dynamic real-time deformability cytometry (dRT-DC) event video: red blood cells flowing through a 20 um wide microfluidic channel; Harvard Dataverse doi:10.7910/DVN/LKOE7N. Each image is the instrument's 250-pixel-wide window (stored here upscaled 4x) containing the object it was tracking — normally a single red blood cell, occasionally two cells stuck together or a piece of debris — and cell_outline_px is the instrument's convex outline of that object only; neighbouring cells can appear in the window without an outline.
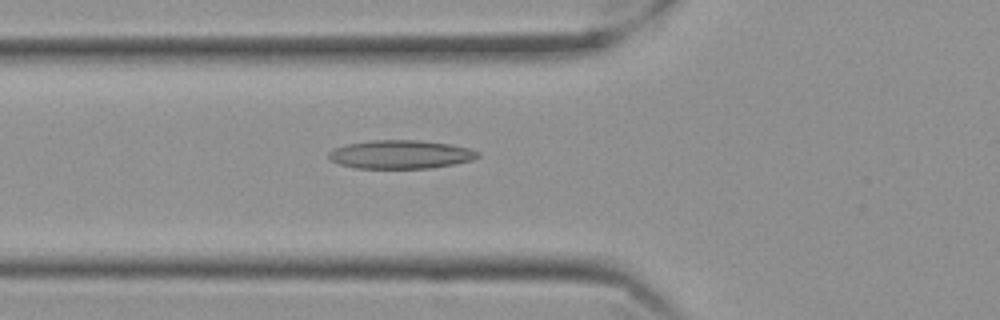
{"species": "Egyptian fruit bat (a non-hibernating species)", "species_latin": "Rousettus aegyptiacus", "temperature_condition": "cold", "stored_images_in_passage": 52, "camera_frame_rate_fps": 3000, "um_per_image_px": 0.085, "frame": {"image": 1, "passage_image": 15, "time_ms": 4.667, "image_size_px": [1000, 320], "cell_outline_px": [[480, 156], [472, 160], [456, 164], [432, 168], [356, 168], [340, 164], [328, 160], [328, 152], [332, 148], [348, 144], [372, 140], [420, 140], [452, 144], [468, 148], [480, 152]], "centroid_in_image_um": [34.06, 13.12], "position_along_channel_um": 91.7, "area_um2": 25.03}}
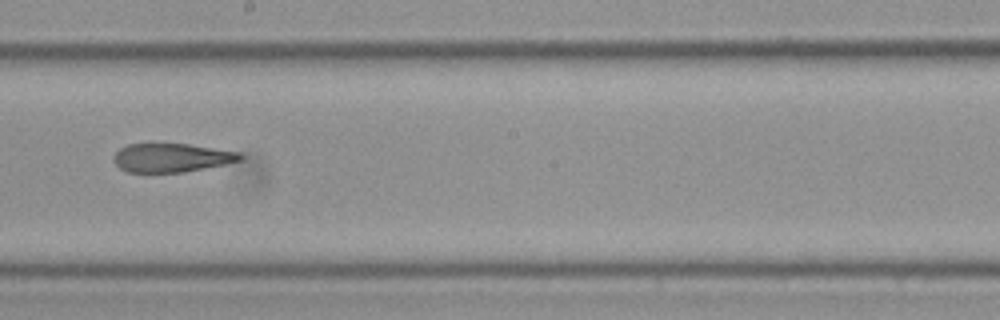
{"frame": {"image": 2, "passage_image": 27, "time_ms": 8.667, "image_size_px": [1000, 320], "cell_outline_px": [[244, 156], [240, 160], [224, 164], [184, 172], [128, 172], [120, 168], [112, 160], [116, 152], [120, 148], [128, 144], [152, 140], [188, 144], [240, 152]], "centroid_in_image_um": [14.52, 13.35], "position_along_channel_um": 233.7, "area_um2": 21.85}}
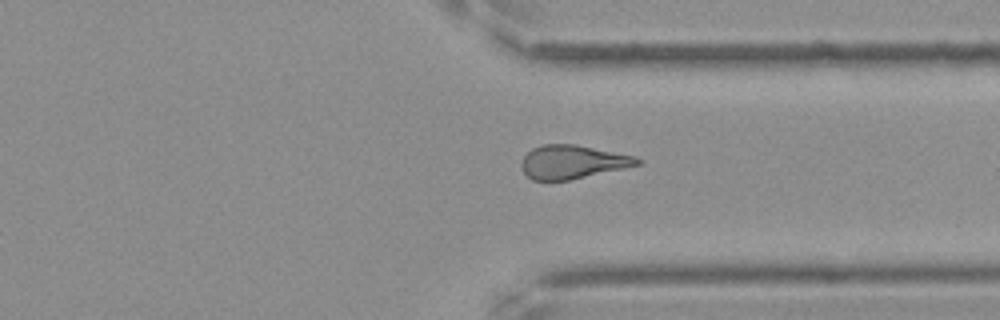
{"frame": {"image": 3, "passage_image": 38, "time_ms": 12.333, "image_size_px": [1000, 320], "cell_outline_px": [[640, 164], [624, 168], [568, 180], [532, 180], [524, 172], [520, 164], [524, 156], [532, 148], [544, 144], [576, 144], [636, 156], [640, 160]], "centroid_in_image_um": [48.65, 13.75], "position_along_channel_um": 362.8, "area_um2": 22.48}, "authors_computed_cell_mechanics": {"area_um2": 23.2645, "velocity_mm_per_s": 3.5239, "shape_relaxation_time_tau1_ms": 10.8378, "shape_relaxation_time_tau2_ms": 3.9272, "deformation_change_tau1": 0.2318, "deformation_change_tau2": 0.1409}}